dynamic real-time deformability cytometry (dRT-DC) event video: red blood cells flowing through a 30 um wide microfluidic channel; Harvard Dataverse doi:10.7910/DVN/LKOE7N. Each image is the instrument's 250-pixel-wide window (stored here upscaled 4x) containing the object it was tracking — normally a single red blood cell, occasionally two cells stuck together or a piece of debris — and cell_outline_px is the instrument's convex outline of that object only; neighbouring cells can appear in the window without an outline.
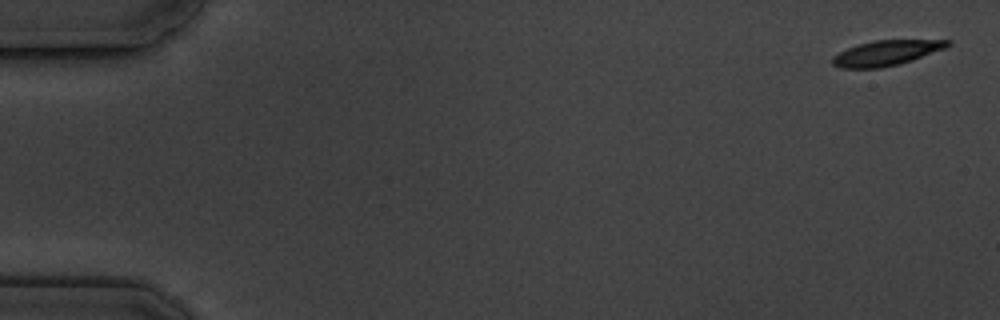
{"species": "common noctule bat (a hibernating species)", "species_latin": "Nyctalus noctula", "temperature_condition": "cold", "stored_images_in_passage": 5, "camera_frame_rate_fps": 3000, "um_per_image_px": 0.085, "animal": {"sex": "male", "body_mass_g": 19.5, "forearm_length_mm": 54.6}, "frame": {"image": 1, "passage_image": 1, "time_ms": 0.0, "image_size_px": [1000, 320], "cell_outline_px": [[952, 44], [948, 48], [900, 64], [880, 68], [840, 68], [832, 64], [832, 56], [848, 48], [860, 44], [876, 40], [952, 40]], "centroid_in_image_um": [75.39, 4.5], "position_along_channel_um": 9.6, "area_um2": 16.94}}
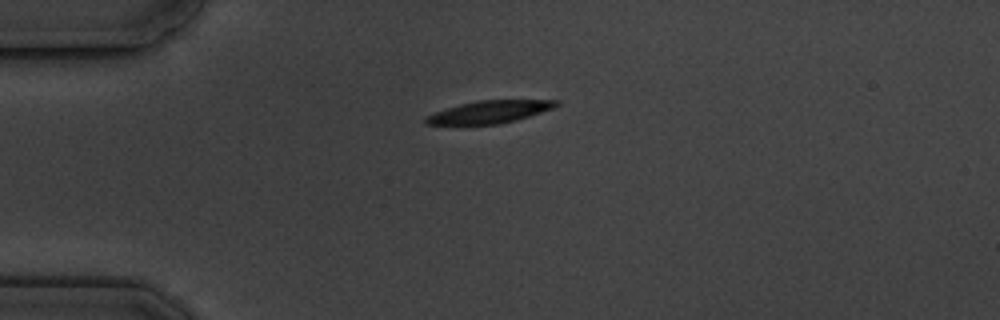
{"frame": {"image": 2, "passage_image": 4, "time_ms": 4.333, "image_size_px": [1000, 320], "cell_outline_px": [[560, 104], [556, 108], [516, 120], [500, 124], [424, 124], [424, 116], [460, 104], [480, 100], [560, 100]], "centroid_in_image_um": [41.67, 9.51], "position_along_channel_um": 43.3, "area_um2": 17.05}}